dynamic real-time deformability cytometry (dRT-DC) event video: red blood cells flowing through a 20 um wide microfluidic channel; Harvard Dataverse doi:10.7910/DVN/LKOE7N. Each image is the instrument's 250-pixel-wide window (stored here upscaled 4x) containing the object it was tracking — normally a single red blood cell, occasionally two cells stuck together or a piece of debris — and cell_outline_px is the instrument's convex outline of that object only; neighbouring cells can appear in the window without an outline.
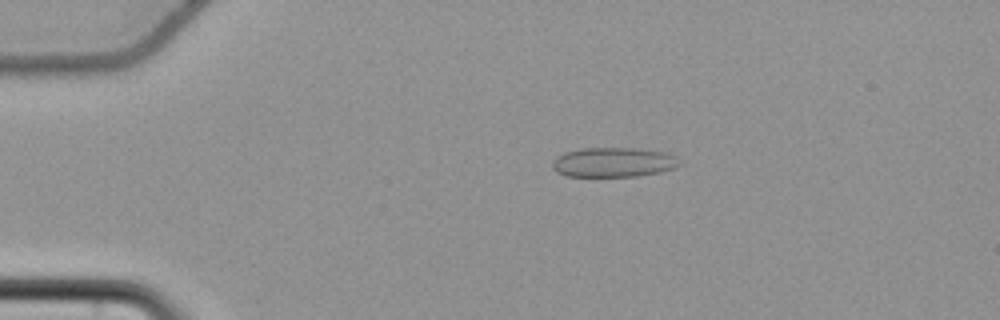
{"species": "common noctule bat (a hibernating species)", "species_latin": "Nyctalus noctula", "temperature_condition": "cold", "stored_images_in_passage": 56, "camera_frame_rate_fps": 3000, "um_per_image_px": 0.085, "animal": {"sex": "female", "body_mass_g": 22.7, "forearm_length_mm": 54.2}, "frame": {"image": 1, "passage_image": 12, "time_ms": 3.667, "image_size_px": [1000, 320], "cell_outline_px": [[680, 164], [676, 168], [660, 172], [636, 176], [568, 176], [556, 172], [552, 168], [552, 160], [556, 156], [564, 152], [584, 148], [636, 148], [668, 152], [676, 156]], "centroid_in_image_um": [52.14, 13.78], "position_along_channel_um": 32.9, "area_um2": 22.14}}
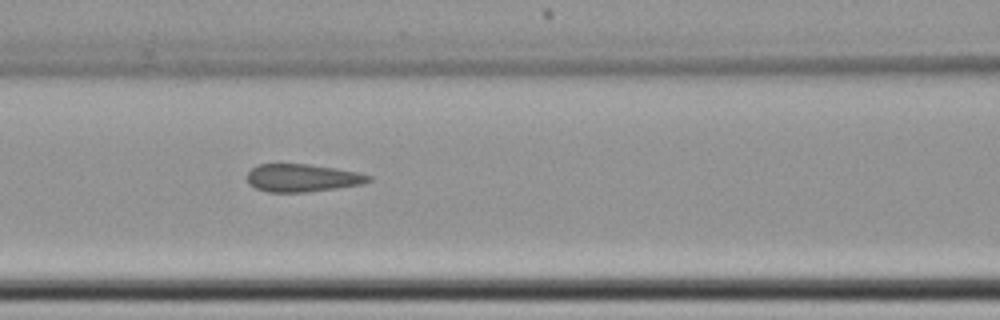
{"frame": {"image": 2, "passage_image": 25, "time_ms": 8.0, "image_size_px": [1000, 320], "cell_outline_px": [[372, 180], [360, 184], [336, 188], [308, 192], [268, 192], [256, 188], [248, 184], [248, 172], [252, 168], [260, 164], [308, 164], [336, 168], [356, 172], [372, 176]], "centroid_in_image_um": [25.69, 15.12], "position_along_channel_um": 140.9, "area_um2": 19.54}}
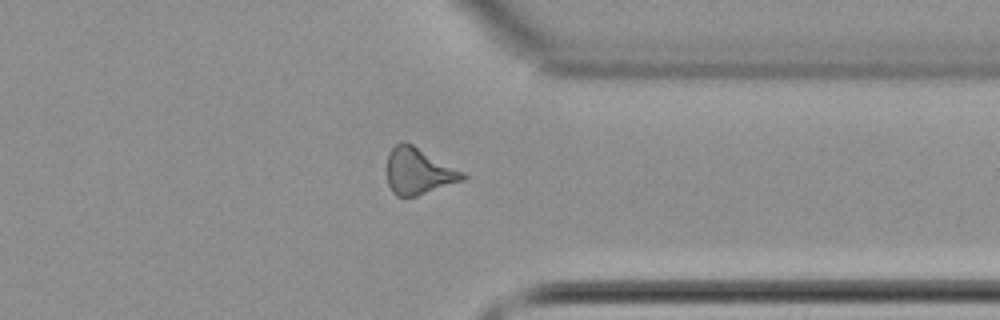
{"frame": {"image": 3, "passage_image": 44, "time_ms": 14.333, "image_size_px": [1000, 320], "cell_outline_px": [[468, 176], [464, 180], [416, 196], [396, 196], [392, 192], [388, 184], [388, 156], [392, 148], [396, 144], [404, 140], [412, 144], [464, 172]], "centroid_in_image_um": [35.58, 14.55], "position_along_channel_um": 375.8, "area_um2": 20.29}, "authors_computed_cell_mechanics": {"area_um2": 20.2011, "velocity_mm_per_s": 3.7533, "shape_relaxation_time_tau1_ms": null, "shape_relaxation_time_tau2_ms": 3.5057, "deformation_change_tau1": null, "deformation_change_tau2": 0.1016}}